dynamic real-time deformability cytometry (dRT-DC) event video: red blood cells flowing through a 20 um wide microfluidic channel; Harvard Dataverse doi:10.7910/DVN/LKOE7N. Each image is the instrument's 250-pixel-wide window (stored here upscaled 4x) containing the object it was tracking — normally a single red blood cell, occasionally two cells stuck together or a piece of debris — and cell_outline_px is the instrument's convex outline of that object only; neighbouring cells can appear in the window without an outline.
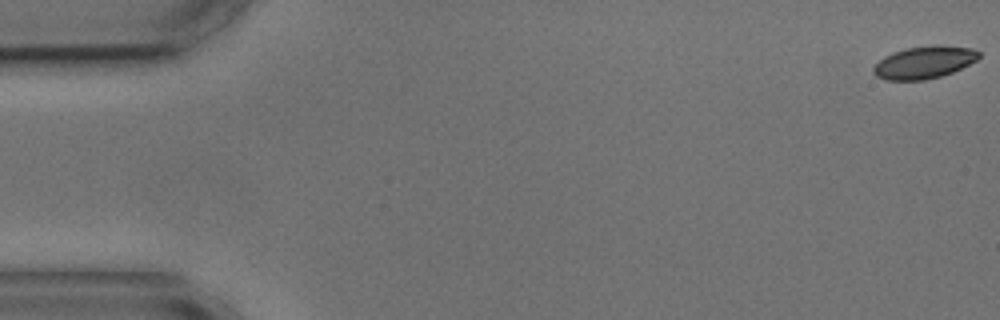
{"species": "common noctule bat (a hibernating species)", "species_latin": "Nyctalus noctula", "temperature_condition": "cold", "stored_images_in_passage": 6, "camera_frame_rate_fps": 3000, "um_per_image_px": 0.085, "animal": {"sex": "male", "body_mass_g": 17.9, "forearm_length_mm": 54.2}, "frame": {"image": 1, "passage_image": 1, "time_ms": 0.0, "image_size_px": [1000, 320], "cell_outline_px": [[980, 56], [976, 60], [952, 72], [940, 76], [924, 80], [884, 80], [876, 76], [872, 72], [872, 68], [884, 56], [892, 52], [908, 48], [932, 44], [940, 44], [972, 48], [980, 52]], "centroid_in_image_um": [78.53, 5.29], "position_along_channel_um": 6.5, "area_um2": 20.0}}
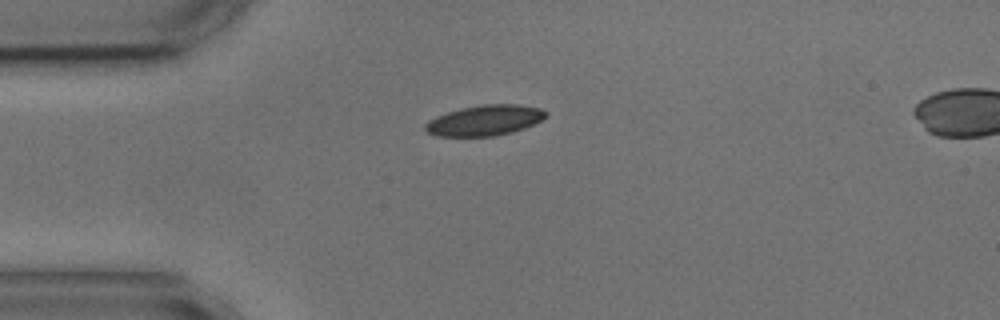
{"frame": {"image": 2, "passage_image": 4, "time_ms": 4.333, "image_size_px": [1000, 320], "cell_outline_px": [[548, 116], [524, 128], [512, 132], [492, 136], [436, 136], [428, 132], [424, 128], [424, 124], [428, 120], [436, 116], [460, 108], [480, 104], [520, 104], [540, 108], [548, 112]], "centroid_in_image_um": [41.2, 10.22], "position_along_channel_um": 43.8, "area_um2": 21.5}}